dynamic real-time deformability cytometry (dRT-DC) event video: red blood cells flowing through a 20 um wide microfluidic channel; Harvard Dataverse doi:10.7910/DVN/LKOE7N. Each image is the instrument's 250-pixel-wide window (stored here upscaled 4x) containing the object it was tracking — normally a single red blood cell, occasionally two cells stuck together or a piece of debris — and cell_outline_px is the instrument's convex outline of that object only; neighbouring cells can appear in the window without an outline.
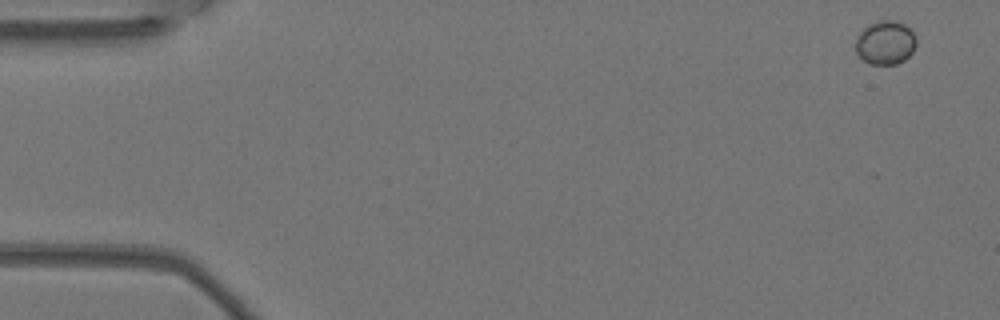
{"species": "Egyptian fruit bat (a non-hibernating species)", "species_latin": "Rousettus aegyptiacus", "temperature_condition": "warm", "stored_images_in_passage": 7, "camera_frame_rate_fps": 3000, "um_per_image_px": 0.085, "animal": {"sex": "female"}, "frame": {"image": 1, "passage_image": 1, "time_ms": 0.0, "image_size_px": [1000, 320], "cell_outline_px": [[916, 44], [912, 52], [904, 60], [896, 64], [868, 64], [856, 52], [856, 36], [868, 24], [876, 20], [896, 20], [912, 28], [916, 36]], "centroid_in_image_um": [75.27, 3.6], "position_along_channel_um": 9.7, "area_um2": 15.72}}
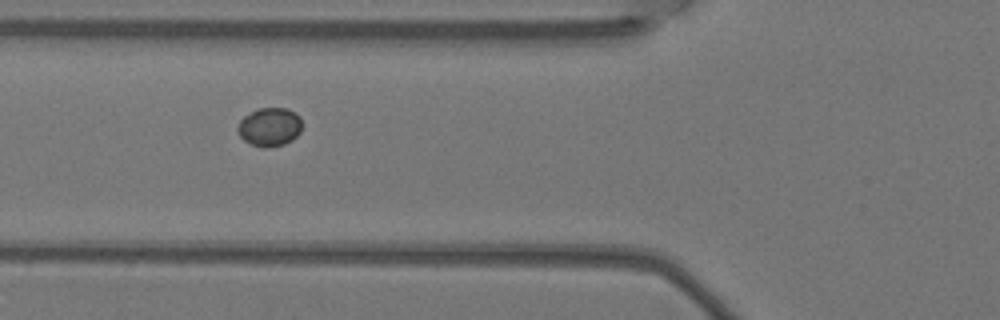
{"frame": {"image": 2, "passage_image": 6, "time_ms": 1.667, "image_size_px": [1000, 320], "cell_outline_px": [[300, 132], [292, 140], [284, 144], [268, 148], [260, 148], [244, 140], [240, 136], [236, 128], [240, 120], [244, 116], [256, 108], [288, 108], [296, 112], [300, 116]], "centroid_in_image_um": [22.9, 10.78], "position_along_channel_um": 102.9, "area_um2": 14.62}}
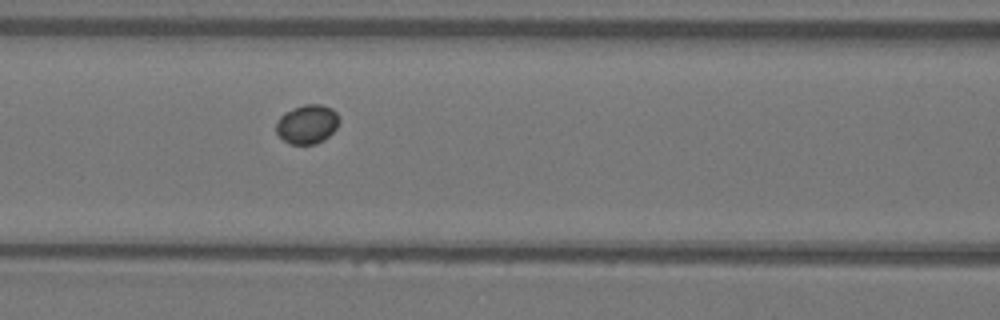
{"frame": {"image": 3, "passage_image": 7, "time_ms": 2.0, "image_size_px": [1000, 320], "cell_outline_px": [[340, 120], [336, 128], [324, 140], [316, 144], [288, 144], [276, 132], [276, 124], [280, 116], [284, 112], [304, 104], [320, 104], [332, 108], [336, 112]], "centroid_in_image_um": [26.11, 10.55], "position_along_channel_um": 140.5, "area_um2": 14.39}}